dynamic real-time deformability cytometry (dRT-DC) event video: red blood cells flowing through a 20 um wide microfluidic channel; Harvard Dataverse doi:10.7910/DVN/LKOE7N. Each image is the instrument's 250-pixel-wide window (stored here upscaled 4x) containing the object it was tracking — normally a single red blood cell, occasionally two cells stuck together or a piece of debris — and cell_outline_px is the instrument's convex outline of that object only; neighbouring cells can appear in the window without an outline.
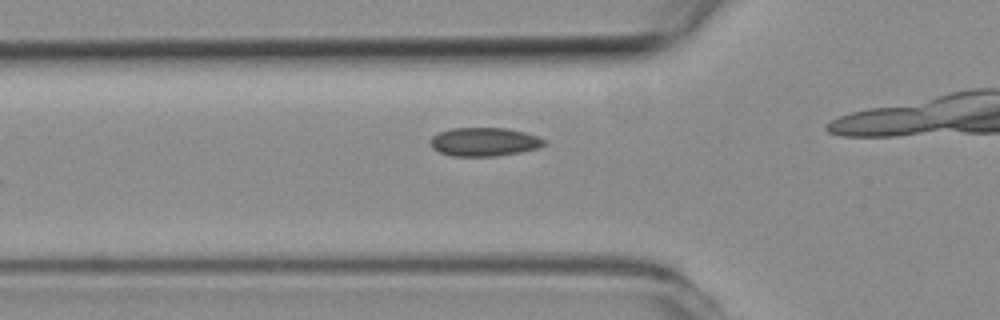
{"species": "common noctule bat (a hibernating species)", "species_latin": "Nyctalus noctula", "temperature_condition": "room temperature", "stored_images_in_passage": 8, "camera_frame_rate_fps": 3000, "um_per_image_px": 0.085, "animal": {"sex": "female", "body_mass_g": 19.3, "forearm_length_mm": 54.1}, "frame": {"image": 1, "passage_image": 2, "time_ms": 0.333, "image_size_px": [1000, 320], "cell_outline_px": [[548, 140], [540, 148], [520, 152], [496, 156], [452, 156], [440, 152], [432, 148], [428, 144], [428, 140], [432, 136], [440, 132], [452, 128], [508, 128], [524, 132]], "centroid_in_image_um": [41.14, 12.06], "position_along_channel_um": 84.7, "area_um2": 19.13}}